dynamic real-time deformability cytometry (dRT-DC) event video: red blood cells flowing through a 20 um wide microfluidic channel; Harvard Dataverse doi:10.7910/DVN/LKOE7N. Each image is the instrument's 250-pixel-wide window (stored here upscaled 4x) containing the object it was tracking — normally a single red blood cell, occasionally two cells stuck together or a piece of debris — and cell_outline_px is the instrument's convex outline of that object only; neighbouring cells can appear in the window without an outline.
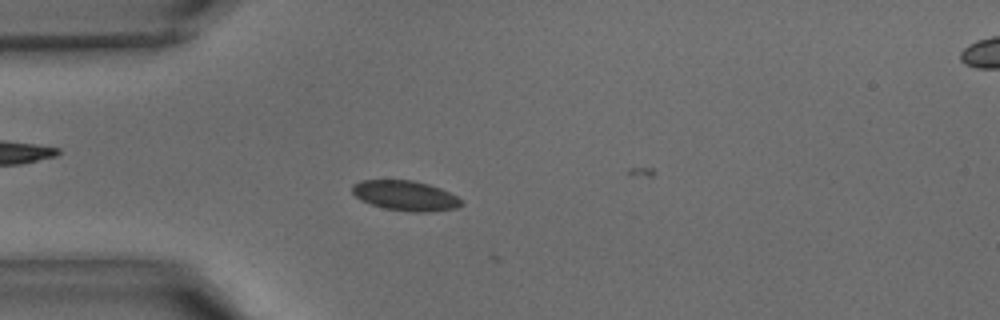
{"species": "common noctule bat (a hibernating species)", "species_latin": "Nyctalus noctula", "temperature_condition": "warm", "stored_images_in_passage": 6, "camera_frame_rate_fps": 3000, "um_per_image_px": 0.085, "animal": {"sex": "male", "body_mass_g": 15.6}, "frame": {"image": 1, "passage_image": 3, "time_ms": 0.667, "image_size_px": [1000, 320], "cell_outline_px": [[464, 204], [456, 208], [432, 212], [412, 212], [384, 208], [360, 200], [352, 192], [352, 184], [360, 180], [412, 180], [428, 184], [440, 188], [456, 196]], "centroid_in_image_um": [34.44, 16.63], "position_along_channel_um": 50.6, "area_um2": 19.07}}